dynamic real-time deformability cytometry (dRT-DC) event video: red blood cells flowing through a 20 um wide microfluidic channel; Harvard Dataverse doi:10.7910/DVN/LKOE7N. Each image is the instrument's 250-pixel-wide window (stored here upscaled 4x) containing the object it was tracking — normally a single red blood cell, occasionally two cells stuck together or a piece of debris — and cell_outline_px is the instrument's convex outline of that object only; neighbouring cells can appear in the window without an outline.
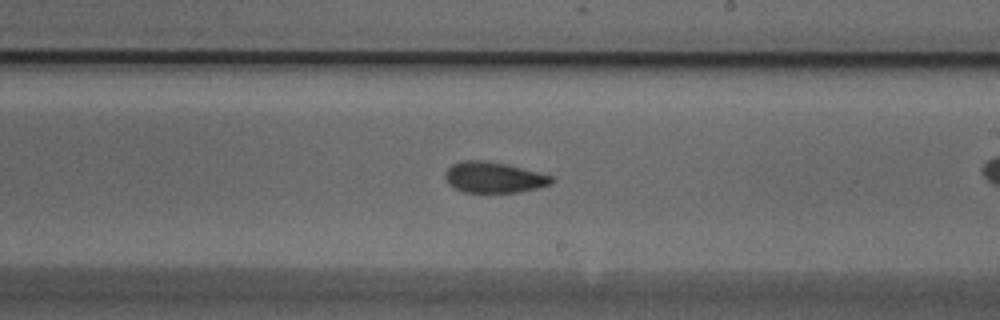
{"species": "Egyptian fruit bat (a non-hibernating species)", "species_latin": "Rousettus aegyptiacus", "temperature_condition": "cold", "stored_images_in_passage": 32, "camera_frame_rate_fps": 3000, "um_per_image_px": 0.085, "animal": {"sex": "male"}, "frame": {"image": 1, "passage_image": 19, "time_ms": 6.0, "image_size_px": [1000, 320], "cell_outline_px": [[556, 180], [552, 184], [536, 188], [516, 192], [464, 192], [448, 184], [444, 176], [444, 172], [452, 164], [464, 160], [484, 160], [504, 164], [540, 172], [552, 176]], "centroid_in_image_um": [41.97, 15.07], "position_along_channel_um": 247.0, "area_um2": 19.07}}
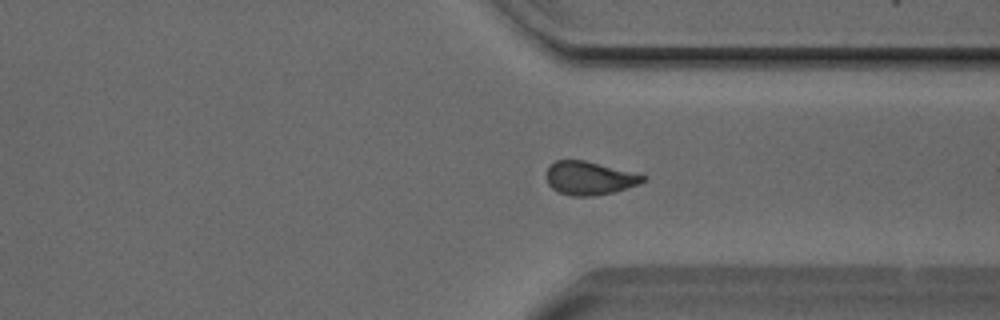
{"frame": {"image": 2, "passage_image": 28, "time_ms": 9.0, "image_size_px": [1000, 320], "cell_outline_px": [[648, 180], [640, 184], [616, 192], [592, 196], [572, 196], [560, 192], [552, 188], [548, 184], [548, 168], [556, 160], [584, 160], [648, 176]], "centroid_in_image_um": [50.17, 15.15], "position_along_channel_um": 361.2, "area_um2": 18.73}, "authors_computed_cell_mechanics": {"area_um2": 19.7676, "velocity_mm_per_s": 3.8028, "shape_relaxation_time_tau1_ms": 8.2148, "shape_relaxation_time_tau2_ms": 5.2794, "deformation_change_tau1": 0.1642, "deformation_change_tau2": 0.1005}}